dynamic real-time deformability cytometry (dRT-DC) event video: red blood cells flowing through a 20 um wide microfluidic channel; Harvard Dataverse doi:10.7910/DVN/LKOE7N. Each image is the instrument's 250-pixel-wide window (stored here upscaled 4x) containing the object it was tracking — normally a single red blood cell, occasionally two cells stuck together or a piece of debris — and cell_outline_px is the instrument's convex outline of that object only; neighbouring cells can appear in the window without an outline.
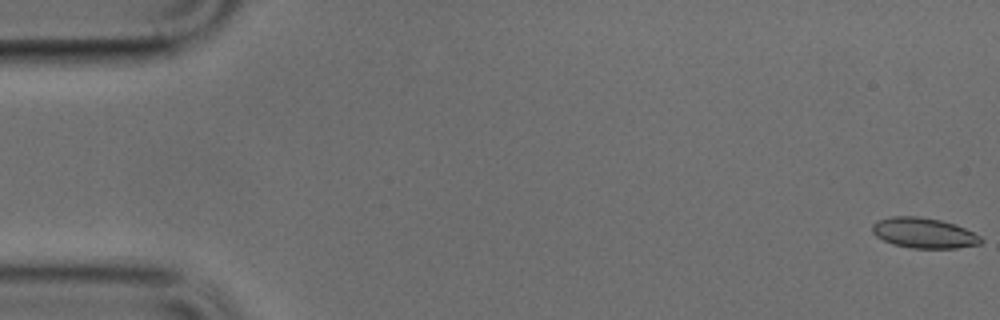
{"species": "common noctule bat (a hibernating species)", "species_latin": "Nyctalus noctula", "temperature_condition": "cold", "stored_images_in_passage": 7, "camera_frame_rate_fps": 3000, "um_per_image_px": 0.085, "animal": {"sex": "male", "body_mass_g": 17.9, "forearm_length_mm": 54.2}, "frame": {"image": 1, "passage_image": 1, "time_ms": 0.0, "image_size_px": [1000, 320], "cell_outline_px": [[984, 240], [980, 244], [956, 248], [912, 248], [892, 244], [876, 236], [872, 232], [872, 224], [876, 220], [892, 216], [920, 216], [940, 220], [956, 224], [980, 236]], "centroid_in_image_um": [78.51, 19.79], "position_along_channel_um": 6.5, "area_um2": 19.31}}